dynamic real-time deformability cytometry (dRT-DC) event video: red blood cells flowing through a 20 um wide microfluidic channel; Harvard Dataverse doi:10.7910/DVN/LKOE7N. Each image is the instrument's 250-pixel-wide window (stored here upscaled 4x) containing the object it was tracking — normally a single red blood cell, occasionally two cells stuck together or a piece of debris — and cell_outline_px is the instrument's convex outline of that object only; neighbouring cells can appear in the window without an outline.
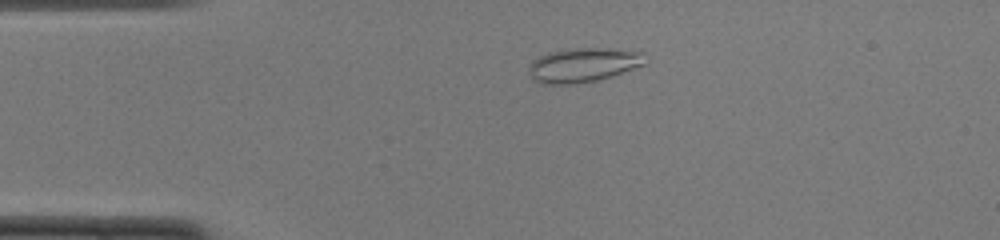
{"species": "common noctule bat (a hibernating species)", "species_latin": "Nyctalus noctula", "temperature_condition": "cold", "stored_images_in_passage": 48, "camera_frame_rate_fps": 3000, "um_per_image_px": 0.085, "animal": {"sex": "female", "body_mass_g": 22.0, "forearm_length_mm": 56.7}, "frame": {"image": 1, "passage_image": 9, "time_ms": 2.667, "image_size_px": [1000, 240], "cell_outline_px": [[648, 60], [644, 64], [612, 76], [596, 80], [576, 84], [540, 84], [532, 80], [528, 72], [528, 64], [532, 60], [548, 52], [576, 48], [608, 48], [644, 52], [648, 56]], "centroid_in_image_um": [49.56, 5.52], "position_along_channel_um": 35.4, "area_um2": 23.58}}
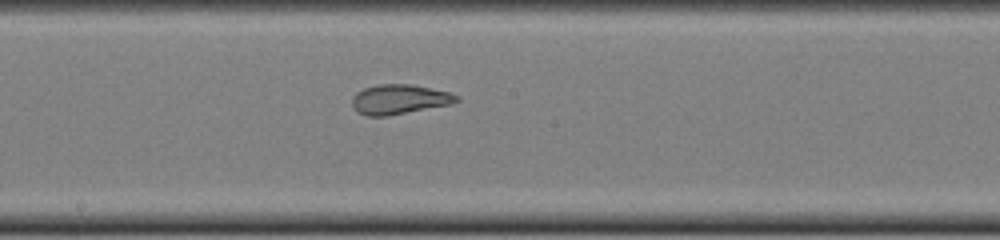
{"frame": {"image": 2, "passage_image": 25, "time_ms": 8.0, "image_size_px": [1000, 240], "cell_outline_px": [[460, 100], [452, 104], [388, 116], [364, 116], [356, 112], [352, 108], [352, 96], [356, 92], [364, 88], [376, 84], [412, 84], [448, 92], [460, 96]], "centroid_in_image_um": [33.91, 8.45], "position_along_channel_um": 214.3, "area_um2": 18.38}}
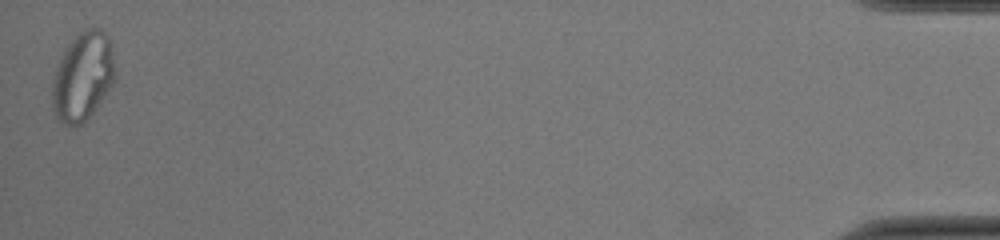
{"frame": {"image": 3, "passage_image": 48, "time_ms": 15.667, "image_size_px": [1000, 240], "cell_outline_px": [[116, 68], [112, 84], [96, 108], [80, 124], [64, 124], [56, 116], [52, 108], [52, 84], [56, 68], [64, 48], [84, 28], [100, 28], [108, 36], [112, 48]], "centroid_in_image_um": [7.04, 6.46], "position_along_channel_um": 428.2, "area_um2": 32.19}, "authors_computed_cell_mechanics": {"area_um2": 21.8773, "velocity_mm_per_s": 3.9889, "shape_relaxation_time_tau1_ms": null, "shape_relaxation_time_tau2_ms": 0.8469, "deformation_change_tau1": null, "deformation_change_tau2": 0.0544}}